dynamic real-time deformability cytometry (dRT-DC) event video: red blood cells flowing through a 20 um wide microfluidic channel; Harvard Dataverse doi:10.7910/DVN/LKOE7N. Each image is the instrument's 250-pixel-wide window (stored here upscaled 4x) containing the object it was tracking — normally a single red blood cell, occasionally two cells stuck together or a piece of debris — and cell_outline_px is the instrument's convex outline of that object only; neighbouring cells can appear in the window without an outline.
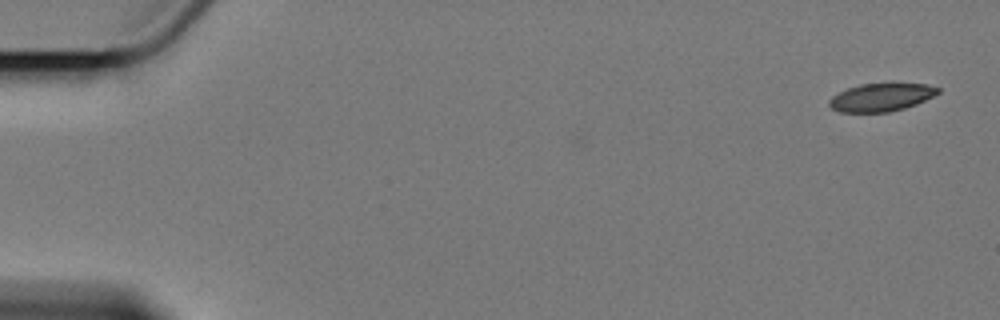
{"species": "Egyptian fruit bat (a non-hibernating species)", "species_latin": "Rousettus aegyptiacus", "temperature_condition": "cold", "stored_images_in_passage": 5, "camera_frame_rate_fps": 3000, "um_per_image_px": 0.085, "animal": {"sex": "female"}, "frame": {"image": 1, "passage_image": 1, "time_ms": 0.0, "image_size_px": [1000, 320], "cell_outline_px": [[940, 92], [916, 104], [904, 108], [888, 112], [840, 112], [832, 108], [828, 104], [828, 100], [832, 96], [848, 88], [860, 84], [892, 80], [928, 84], [940, 88]], "centroid_in_image_um": [74.94, 8.21], "position_along_channel_um": 10.1, "area_um2": 18.5}}
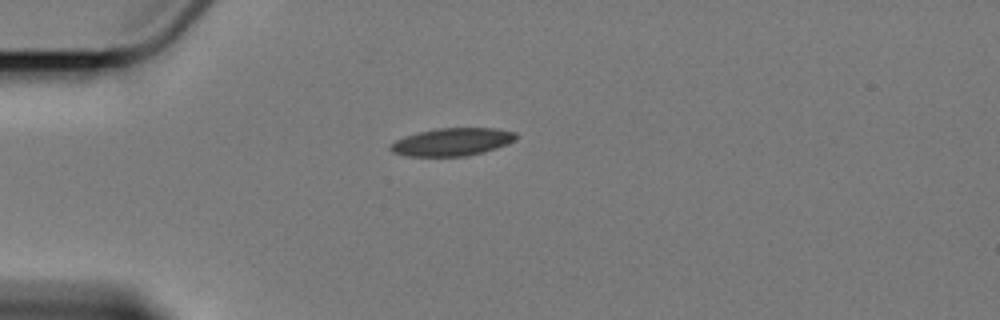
{"frame": {"image": 2, "passage_image": 5, "time_ms": 4.667, "image_size_px": [1000, 320], "cell_outline_px": [[516, 140], [496, 148], [464, 156], [408, 156], [392, 152], [388, 148], [396, 140], [404, 136], [436, 128], [496, 128], [516, 132]], "centroid_in_image_um": [38.42, 12.05], "position_along_channel_um": 46.6, "area_um2": 20.11}}